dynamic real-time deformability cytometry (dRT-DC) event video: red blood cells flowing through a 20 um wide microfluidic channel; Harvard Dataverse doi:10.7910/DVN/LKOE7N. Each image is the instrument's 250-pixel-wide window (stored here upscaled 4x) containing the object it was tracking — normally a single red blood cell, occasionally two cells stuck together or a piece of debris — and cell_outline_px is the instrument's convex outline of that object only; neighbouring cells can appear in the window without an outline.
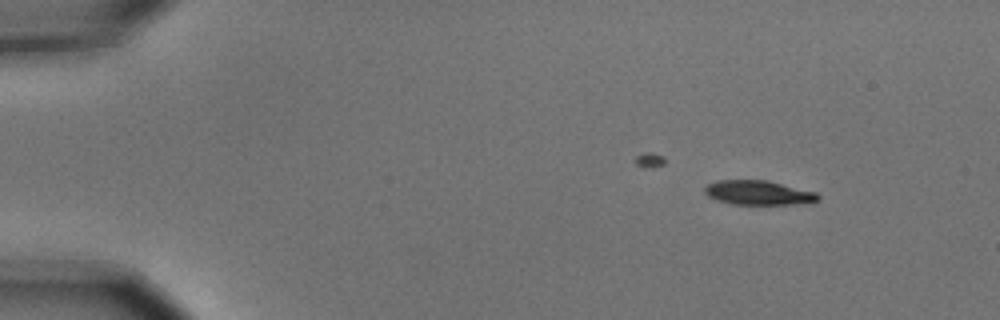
{"species": "common noctule bat (a hibernating species)", "species_latin": "Nyctalus noctula", "temperature_condition": "cold", "stored_images_in_passage": 5, "camera_frame_rate_fps": 3000, "um_per_image_px": 0.085, "animal": {"sex": "male", "body_mass_g": 15.6}, "frame": {"image": 1, "passage_image": 1, "time_ms": 0.0, "image_size_px": [1000, 320], "cell_outline_px": [[820, 200], [812, 204], [732, 204], [716, 200], [708, 196], [704, 192], [704, 188], [708, 184], [716, 180], [764, 180], [816, 192], [820, 196]], "centroid_in_image_um": [64.49, 16.39], "position_along_channel_um": 20.5, "area_um2": 16.18}}
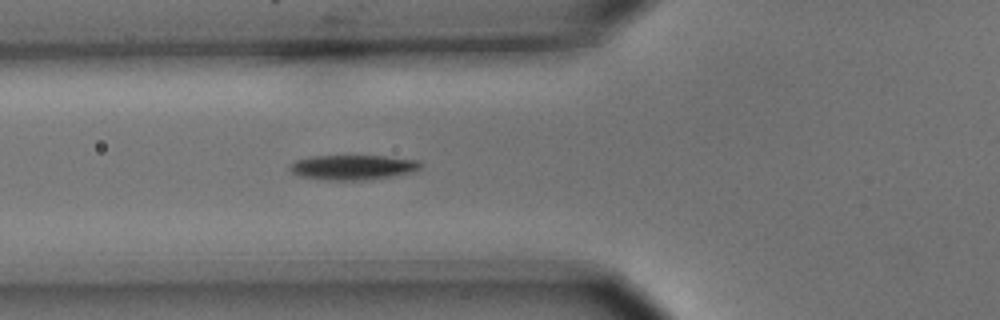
{"frame": {"image": 2, "passage_image": 5, "time_ms": 1.333, "image_size_px": [1000, 320], "cell_outline_px": [[420, 168], [412, 172], [364, 180], [328, 180], [300, 176], [292, 172], [288, 168], [288, 164], [296, 160], [312, 156], [384, 156], [420, 160]], "centroid_in_image_um": [29.95, 14.21], "position_along_channel_um": 95.9, "area_um2": 18.79}}